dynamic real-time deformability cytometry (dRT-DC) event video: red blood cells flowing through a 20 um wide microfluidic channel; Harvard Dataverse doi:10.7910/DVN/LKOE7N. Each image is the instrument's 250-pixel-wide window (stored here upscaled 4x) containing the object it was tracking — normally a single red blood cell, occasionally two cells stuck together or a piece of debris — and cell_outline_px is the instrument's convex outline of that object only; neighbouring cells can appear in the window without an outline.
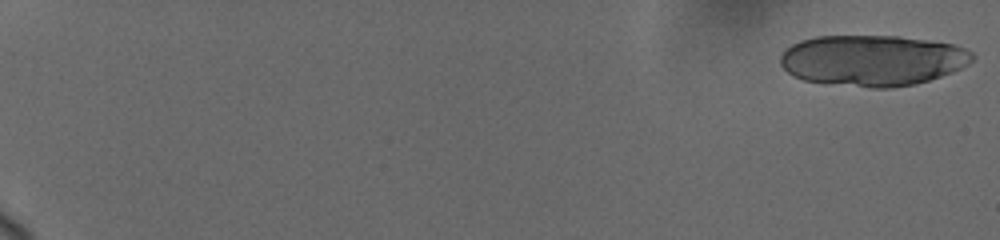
{"species": "human", "species_latin": "Homo sapiens", "temperature_condition": "cold", "stored_images_in_passage": 18, "camera_frame_rate_fps": 3000, "um_per_image_px": 0.085, "donor": {"sex": "female"}, "frame": {"image": 1, "passage_image": 1, "time_ms": 0.0, "image_size_px": [1000, 240], "cell_outline_px": [[976, 56], [968, 64], [952, 72], [928, 80], [912, 84], [892, 88], [872, 88], [824, 84], [804, 80], [792, 76], [780, 64], [780, 56], [784, 48], [800, 40], [816, 36], [900, 36], [928, 40], [952, 44], [964, 48], [972, 52]], "centroid_in_image_um": [74.11, 5.14], "position_along_channel_um": 10.9, "area_um2": 57.4}}